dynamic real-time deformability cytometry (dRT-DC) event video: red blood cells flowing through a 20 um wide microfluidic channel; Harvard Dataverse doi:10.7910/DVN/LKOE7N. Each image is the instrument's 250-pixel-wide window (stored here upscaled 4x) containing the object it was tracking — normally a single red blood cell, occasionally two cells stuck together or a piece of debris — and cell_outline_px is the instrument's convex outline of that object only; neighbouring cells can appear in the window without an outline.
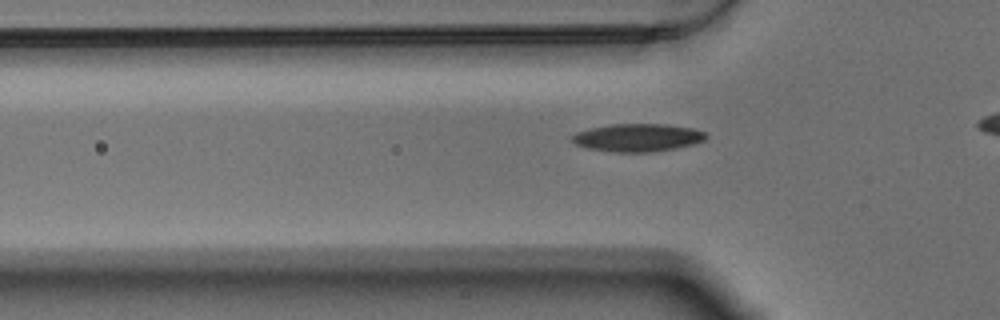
{"species": "Egyptian fruit bat (a non-hibernating species)", "species_latin": "Rousettus aegyptiacus", "temperature_condition": "warm", "stored_images_in_passage": 32, "camera_frame_rate_fps": 3000, "um_per_image_px": 0.085, "animal": {"sex": "male"}, "frame": {"image": 1, "passage_image": 4, "time_ms": 1.0, "image_size_px": [1000, 320], "cell_outline_px": [[708, 136], [704, 140], [692, 144], [676, 148], [652, 152], [616, 152], [588, 148], [576, 144], [572, 140], [572, 136], [576, 132], [592, 128], [612, 124], [664, 124], [692, 128], [704, 132]], "centroid_in_image_um": [54.21, 11.7], "position_along_channel_um": 71.6, "area_um2": 21.5}}
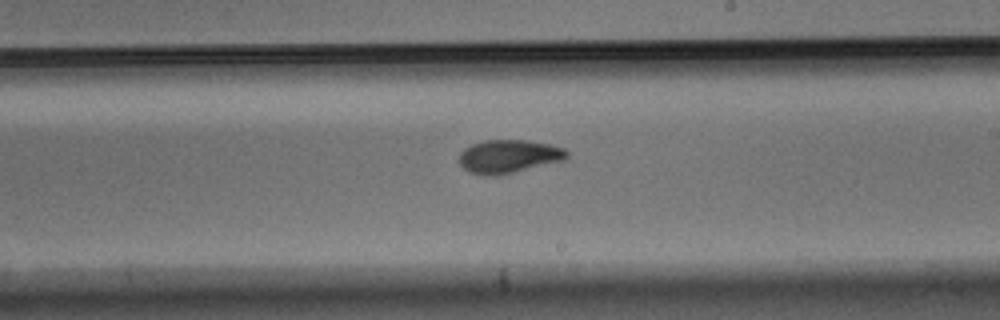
{"frame": {"image": 2, "passage_image": 19, "time_ms": 6.0, "image_size_px": [1000, 320], "cell_outline_px": [[568, 156], [564, 160], [496, 176], [484, 176], [468, 172], [460, 164], [460, 152], [464, 148], [472, 144], [484, 140], [524, 140], [548, 144], [564, 148], [568, 152]], "centroid_in_image_um": [43.21, 13.3], "position_along_channel_um": 245.8, "area_um2": 20.81}}
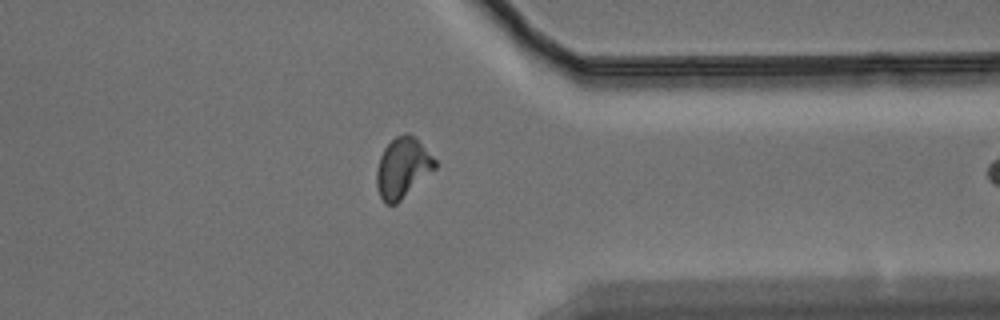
{"frame": {"image": 3, "passage_image": 31, "time_ms": 10.0, "image_size_px": [1000, 320], "cell_outline_px": [[436, 168], [396, 204], [384, 204], [380, 196], [376, 184], [376, 172], [380, 156], [384, 148], [396, 136], [408, 132], [416, 136], [436, 160]], "centroid_in_image_um": [34.22, 14.24], "position_along_channel_um": 377.2, "area_um2": 20.52}}